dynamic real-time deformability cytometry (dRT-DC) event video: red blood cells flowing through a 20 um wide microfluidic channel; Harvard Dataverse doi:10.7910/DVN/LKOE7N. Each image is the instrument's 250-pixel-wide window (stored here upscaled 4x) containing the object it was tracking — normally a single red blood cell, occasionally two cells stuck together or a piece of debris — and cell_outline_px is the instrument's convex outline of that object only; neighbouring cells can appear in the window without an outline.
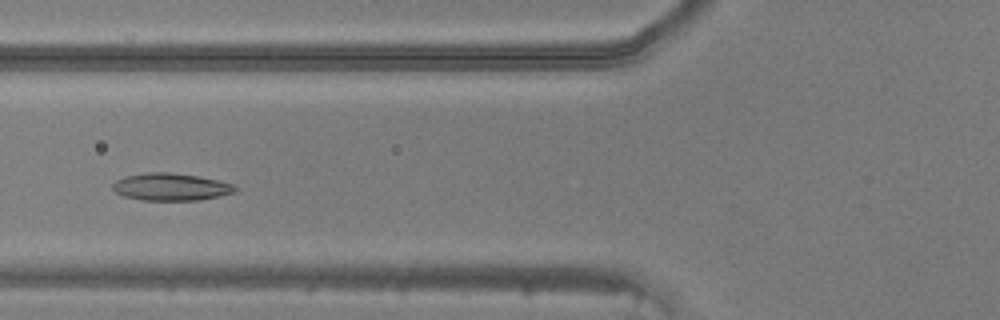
{"species": "common noctule bat (a hibernating species)", "species_latin": "Nyctalus noctula", "temperature_condition": "warm", "stored_images_in_passage": 45, "camera_frame_rate_fps": 3000, "um_per_image_px": 0.085, "animal": {"sex": "male", "body_mass_g": 20.5, "forearm_length_mm": 52.5}, "frame": {"image": 1, "passage_image": 16, "time_ms": 5.0, "image_size_px": [1000, 320], "cell_outline_px": [[240, 188], [232, 192], [220, 196], [200, 200], [144, 200], [124, 196], [116, 192], [112, 188], [112, 184], [116, 180], [124, 176], [148, 172], [168, 172], [196, 176], [216, 180], [232, 184]], "centroid_in_image_um": [14.5, 15.88], "position_along_channel_um": 111.3, "area_um2": 19.36}}
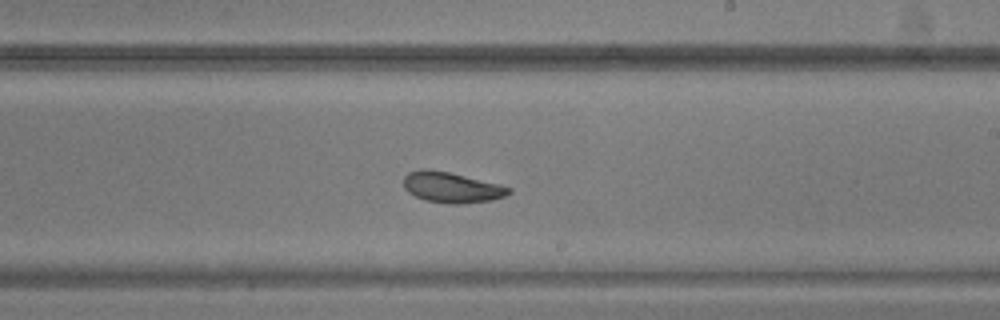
{"frame": {"image": 2, "passage_image": 26, "time_ms": 8.333, "image_size_px": [1000, 320], "cell_outline_px": [[512, 192], [504, 196], [492, 200], [460, 204], [448, 204], [424, 200], [408, 192], [404, 188], [404, 176], [408, 172], [420, 168], [448, 172], [500, 184], [512, 188]], "centroid_in_image_um": [38.38, 15.93], "position_along_channel_um": 250.6, "area_um2": 18.79}}
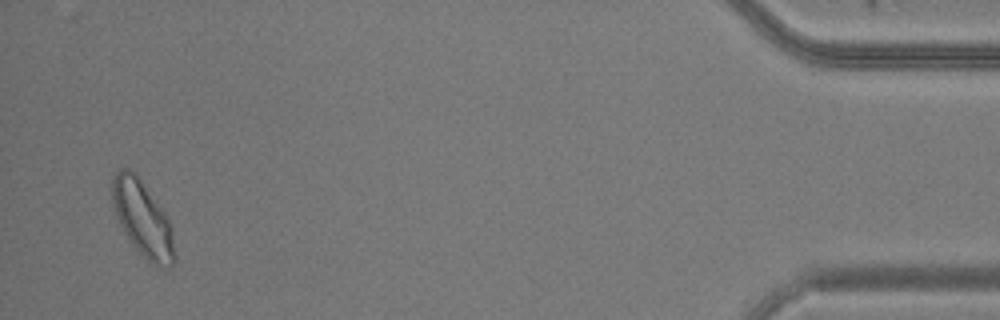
{"frame": {"image": 3, "passage_image": 44, "time_ms": 14.333, "image_size_px": [1000, 320], "cell_outline_px": [[176, 260], [168, 268], [164, 268], [152, 264], [136, 248], [124, 232], [120, 224], [112, 204], [112, 176], [120, 168], [128, 168], [140, 180], [168, 216], [172, 228], [176, 256]], "centroid_in_image_um": [12.15, 18.62], "position_along_channel_um": 423.1, "area_um2": 27.22}}